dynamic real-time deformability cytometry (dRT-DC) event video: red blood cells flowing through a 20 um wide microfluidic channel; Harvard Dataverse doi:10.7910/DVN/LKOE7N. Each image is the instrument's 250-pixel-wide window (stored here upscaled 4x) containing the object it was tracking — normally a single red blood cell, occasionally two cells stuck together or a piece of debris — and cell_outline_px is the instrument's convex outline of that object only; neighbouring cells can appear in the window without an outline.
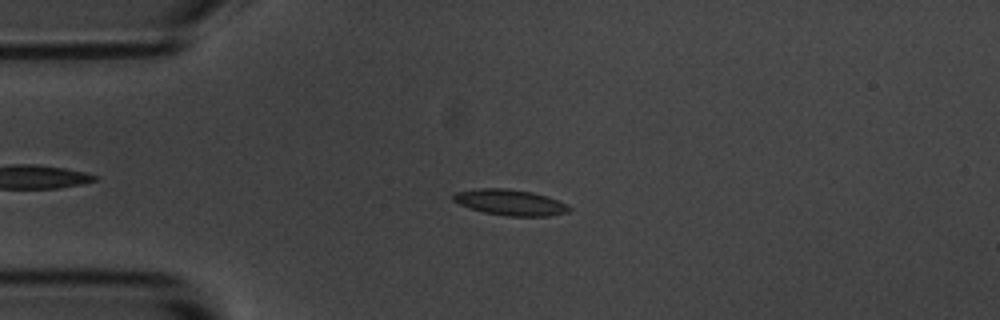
{"species": "common noctule bat (a hibernating species)", "species_latin": "Nyctalus noctula", "temperature_condition": "room temperature", "stored_images_in_passage": 53, "camera_frame_rate_fps": 3000, "um_per_image_px": 0.085, "animal": {"sex": "male", "body_mass_g": 20.1, "forearm_length_mm": 53.5}, "frame": {"image": 1, "passage_image": 11, "time_ms": 3.333, "image_size_px": [1000, 320], "cell_outline_px": [[572, 208], [568, 212], [548, 216], [508, 216], [484, 212], [460, 204], [452, 200], [452, 196], [456, 192], [480, 188], [504, 188], [532, 192], [548, 196], [568, 204]], "centroid_in_image_um": [43.41, 17.2], "position_along_channel_um": 41.6, "area_um2": 17.4}}
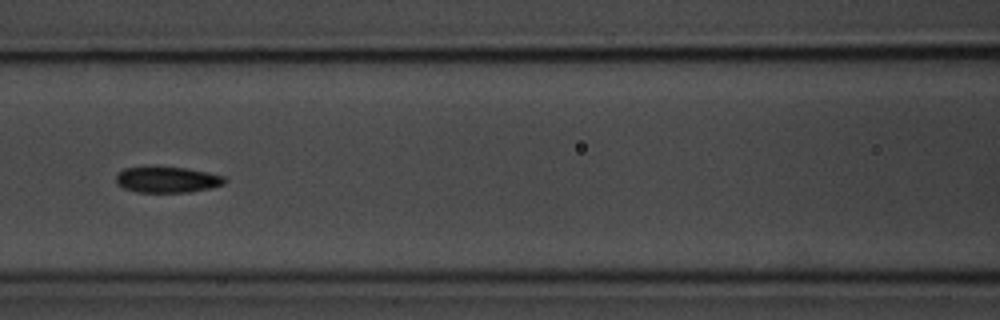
{"frame": {"image": 2, "passage_image": 22, "time_ms": 7.0, "image_size_px": [1000, 320], "cell_outline_px": [[228, 180], [224, 184], [212, 188], [188, 192], [136, 192], [124, 188], [116, 184], [116, 172], [124, 168], [184, 168], [208, 172], [224, 176]], "centroid_in_image_um": [14.23, 15.29], "position_along_channel_um": 152.4, "area_um2": 16.3}}
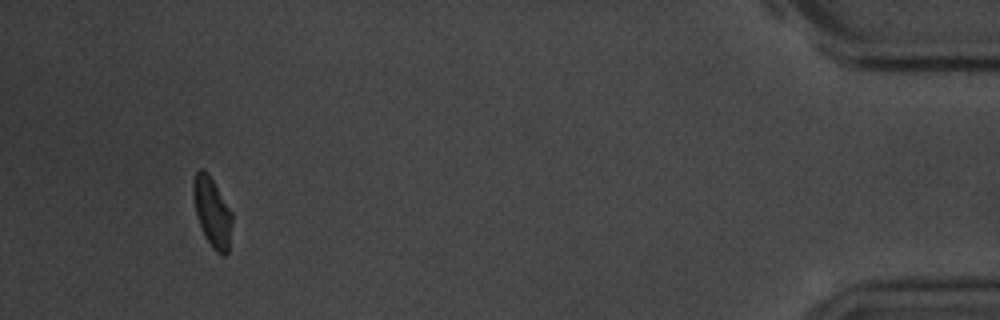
{"frame": {"image": 3, "passage_image": 50, "time_ms": 16.333, "image_size_px": [1000, 320], "cell_outline_px": [[232, 220], [228, 252], [224, 256], [220, 256], [212, 248], [204, 236], [196, 212], [192, 192], [192, 184], [196, 172], [200, 168], [204, 168], [208, 172], [232, 212]], "centroid_in_image_um": [18.03, 18.03], "position_along_channel_um": 417.2, "area_um2": 15.78}, "authors_computed_cell_mechanics": {"area_um2": 16.2996, "velocity_mm_per_s": 3.6112, "shape_relaxation_time_tau1_ms": 3.9396, "shape_relaxation_time_tau2_ms": 4.4199, "deformation_change_tau1": 0.115, "deformation_change_tau2": 0.0701}}